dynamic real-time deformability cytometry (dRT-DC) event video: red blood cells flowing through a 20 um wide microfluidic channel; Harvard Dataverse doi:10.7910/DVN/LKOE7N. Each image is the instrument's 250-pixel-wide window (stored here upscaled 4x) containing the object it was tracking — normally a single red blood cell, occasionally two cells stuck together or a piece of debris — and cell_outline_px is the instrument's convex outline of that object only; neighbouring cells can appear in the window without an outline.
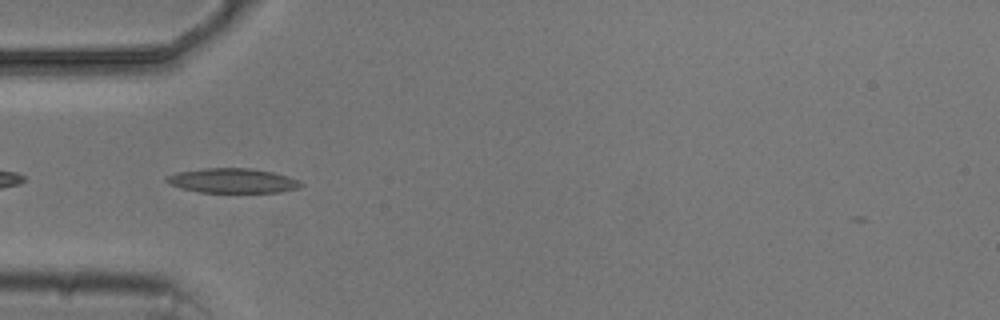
{"species": "common noctule bat (a hibernating species)", "species_latin": "Nyctalus noctula", "temperature_condition": "cold", "stored_images_in_passage": 6, "camera_frame_rate_fps": 3000, "um_per_image_px": 0.085, "animal": {"sex": "male", "body_mass_g": 20.5, "forearm_length_mm": 52.5}, "frame": {"image": 1, "passage_image": 4, "time_ms": 4.0, "image_size_px": [1000, 320], "cell_outline_px": [[304, 184], [300, 188], [280, 192], [200, 192], [180, 188], [168, 184], [164, 180], [164, 176], [176, 172], [204, 168], [252, 168], [272, 172], [288, 176], [300, 180]], "centroid_in_image_um": [19.75, 15.35], "position_along_channel_um": 65.3, "area_um2": 19.54}}
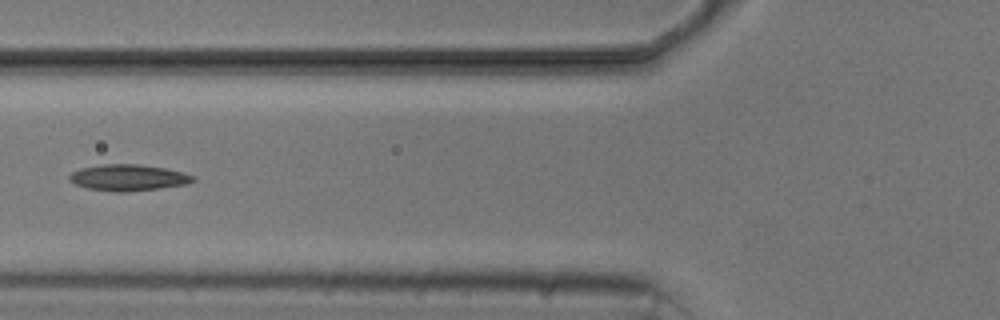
{"frame": {"image": 2, "passage_image": 5, "time_ms": 5.333, "image_size_px": [1000, 320], "cell_outline_px": [[196, 180], [184, 184], [160, 188], [128, 192], [116, 192], [88, 188], [76, 184], [68, 180], [68, 176], [72, 172], [80, 168], [104, 164], [136, 164], [164, 168], [196, 176]], "centroid_in_image_um": [10.87, 15.1], "position_along_channel_um": 114.9, "area_um2": 18.79}}
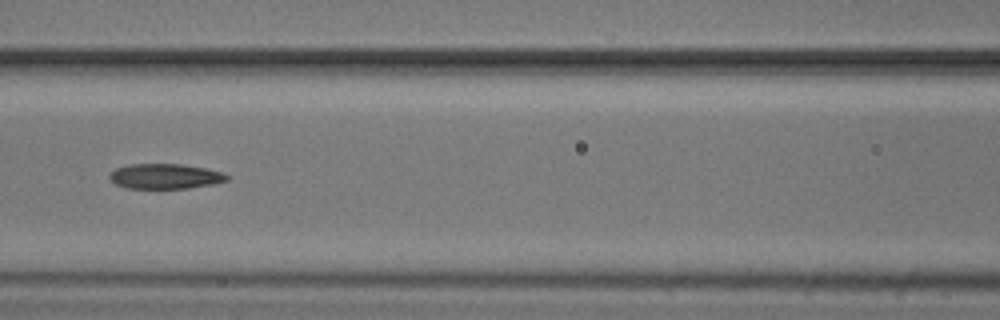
{"frame": {"image": 3, "passage_image": 6, "time_ms": 6.333, "image_size_px": [1000, 320], "cell_outline_px": [[232, 176], [228, 180], [212, 184], [188, 188], [128, 188], [116, 184], [108, 176], [116, 168], [128, 164], [180, 164], [204, 168], [220, 172]], "centroid_in_image_um": [14.05, 14.98], "position_along_channel_um": 152.6, "area_um2": 16.99}}